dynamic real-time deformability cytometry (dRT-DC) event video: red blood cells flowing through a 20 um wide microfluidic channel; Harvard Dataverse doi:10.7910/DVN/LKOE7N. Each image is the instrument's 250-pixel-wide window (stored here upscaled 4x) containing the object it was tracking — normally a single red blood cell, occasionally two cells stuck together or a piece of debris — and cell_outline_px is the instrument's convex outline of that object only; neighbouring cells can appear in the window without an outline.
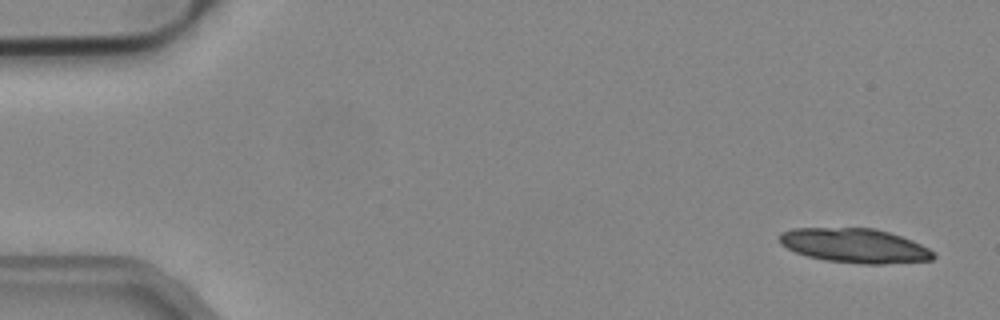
{"species": "common noctule bat (a hibernating species)", "species_latin": "Nyctalus noctula", "temperature_condition": "cold", "stored_images_in_passage": 18, "camera_frame_rate_fps": 3000, "um_per_image_px": 0.085, "animal": {"sex": "male", "body_mass_g": 19.2, "forearm_length_mm": 51.8}, "frame": {"image": 1, "passage_image": 1, "time_ms": 0.0, "image_size_px": [1000, 320], "cell_outline_px": [[936, 256], [932, 260], [884, 264], [864, 264], [824, 260], [808, 256], [796, 252], [780, 244], [780, 232], [792, 228], [876, 228], [912, 240], [936, 252]], "centroid_in_image_um": [72.67, 20.88], "position_along_channel_um": 12.3, "area_um2": 30.87}}